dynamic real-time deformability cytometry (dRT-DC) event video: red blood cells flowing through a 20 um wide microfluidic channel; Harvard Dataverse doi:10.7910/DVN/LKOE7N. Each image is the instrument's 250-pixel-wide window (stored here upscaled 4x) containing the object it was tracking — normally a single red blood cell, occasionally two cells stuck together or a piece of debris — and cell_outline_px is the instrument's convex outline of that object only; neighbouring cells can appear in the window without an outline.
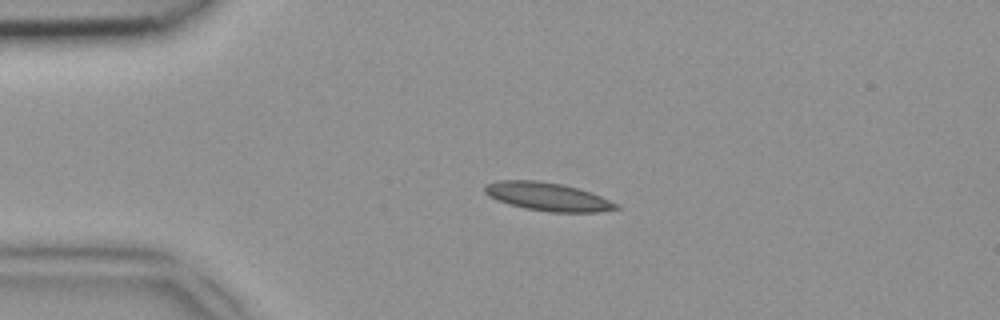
{"species": "common noctule bat (a hibernating species)", "species_latin": "Nyctalus noctula", "temperature_condition": "room temperature", "stored_images_in_passage": 41, "camera_frame_rate_fps": 3000, "um_per_image_px": 0.085, "animal": {"sex": "female", "body_mass_g": 18.4}, "frame": {"image": 1, "passage_image": 10, "time_ms": 3.0, "image_size_px": [1000, 320], "cell_outline_px": [[620, 208], [600, 212], [548, 212], [524, 208], [508, 204], [496, 200], [488, 196], [484, 192], [484, 188], [488, 184], [500, 180], [536, 180], [560, 184], [576, 188], [600, 196], [620, 204]], "centroid_in_image_um": [46.54, 16.73], "position_along_channel_um": 38.5, "area_um2": 21.56}}
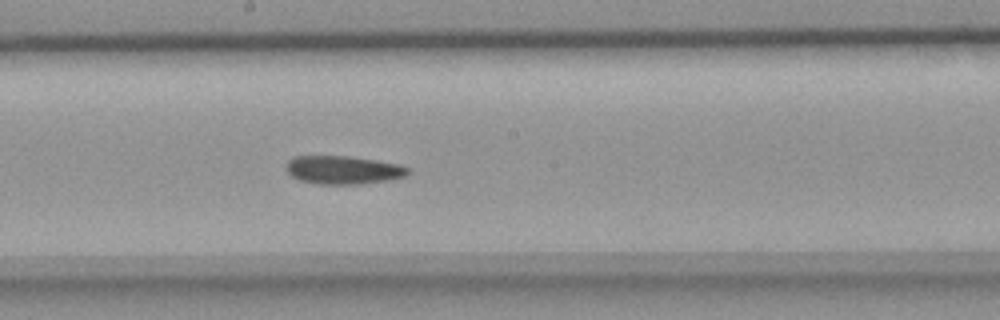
{"frame": {"image": 2, "passage_image": 25, "time_ms": 8.0, "image_size_px": [1000, 320], "cell_outline_px": [[408, 172], [404, 176], [388, 180], [360, 184], [316, 184], [300, 180], [292, 176], [288, 172], [288, 160], [296, 156], [348, 156], [376, 160], [400, 164], [408, 168]], "centroid_in_image_um": [29.18, 14.44], "position_along_channel_um": 219.0, "area_um2": 19.88}}
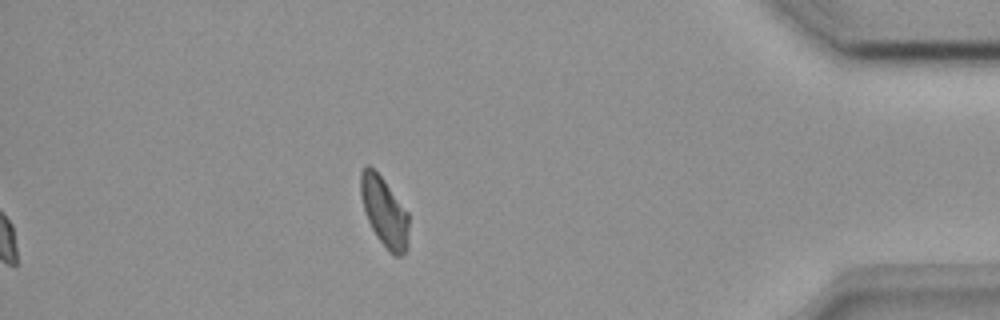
{"frame": {"image": 3, "passage_image": 41, "time_ms": 13.333, "image_size_px": [1000, 320], "cell_outline_px": [[408, 248], [400, 256], [396, 256], [376, 236], [368, 220], [360, 196], [360, 172], [368, 164], [384, 180], [408, 212]], "centroid_in_image_um": [32.66, 17.98], "position_along_channel_um": 402.5, "area_um2": 19.13}}